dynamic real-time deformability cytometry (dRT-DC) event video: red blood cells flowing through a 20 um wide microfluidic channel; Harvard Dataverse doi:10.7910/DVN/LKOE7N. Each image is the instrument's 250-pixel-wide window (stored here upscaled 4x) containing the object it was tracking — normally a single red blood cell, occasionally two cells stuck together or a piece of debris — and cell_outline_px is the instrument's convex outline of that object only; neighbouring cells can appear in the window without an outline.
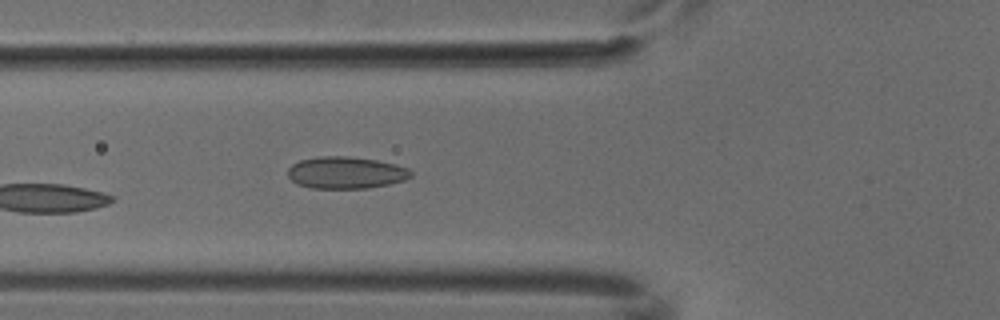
{"species": "common noctule bat (a hibernating species)", "species_latin": "Nyctalus noctula", "temperature_condition": "cold", "stored_images_in_passage": 4, "camera_frame_rate_fps": 3000, "um_per_image_px": 0.085, "animal": {"sex": "male", "body_mass_g": 18.8}, "frame": {"image": 1, "passage_image": 4, "time_ms": 1.0, "image_size_px": [1000, 320], "cell_outline_px": [[412, 176], [404, 180], [388, 184], [368, 188], [312, 188], [296, 184], [288, 176], [288, 168], [292, 164], [300, 160], [320, 156], [352, 156], [376, 160], [396, 164], [408, 168], [412, 172]], "centroid_in_image_um": [29.39, 14.67], "position_along_channel_um": 96.4, "area_um2": 23.0}}